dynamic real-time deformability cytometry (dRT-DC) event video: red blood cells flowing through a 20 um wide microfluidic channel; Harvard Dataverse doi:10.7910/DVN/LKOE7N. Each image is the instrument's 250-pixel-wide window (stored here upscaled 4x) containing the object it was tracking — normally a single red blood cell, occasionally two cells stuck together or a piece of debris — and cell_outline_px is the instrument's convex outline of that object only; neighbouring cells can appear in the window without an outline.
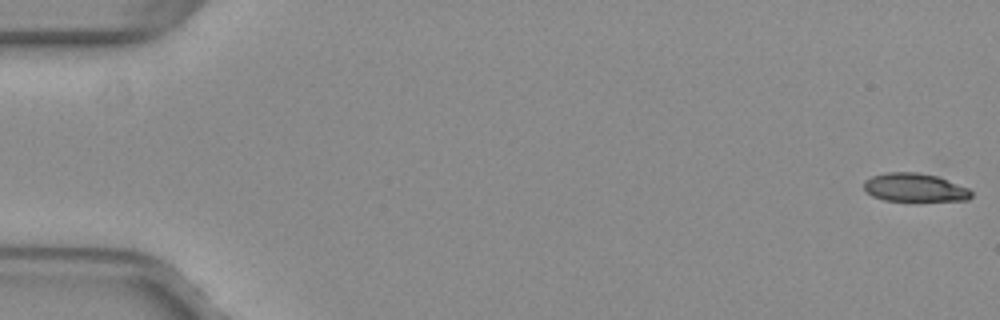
{"species": "common noctule bat (a hibernating species)", "species_latin": "Nyctalus noctula", "temperature_condition": "warm", "stored_images_in_passage": 16, "camera_frame_rate_fps": 3000, "um_per_image_px": 0.085, "animal": {"sex": "female", "body_mass_g": 29.2, "forearm_length_mm": 56.3}, "frame": {"image": 1, "passage_image": 1, "time_ms": 0.0, "image_size_px": [1000, 320], "cell_outline_px": [[972, 196], [968, 200], [884, 200], [872, 196], [864, 188], [864, 180], [872, 176], [888, 172], [916, 172], [936, 176], [968, 188], [972, 192]], "centroid_in_image_um": [77.73, 15.93], "position_along_channel_um": 7.3, "area_um2": 17.46}}
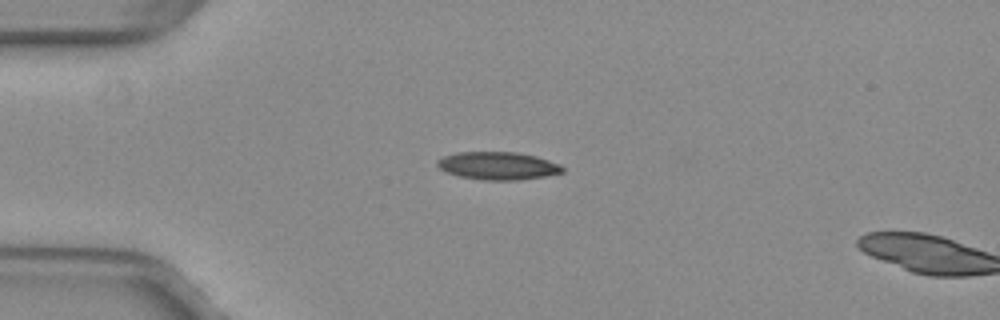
{"frame": {"image": 2, "passage_image": 14, "time_ms": 4.333, "image_size_px": [1000, 320], "cell_outline_px": [[564, 172], [548, 176], [520, 180], [484, 180], [460, 176], [448, 172], [440, 168], [436, 164], [444, 156], [456, 152], [516, 152], [536, 156], [560, 164], [564, 168]], "centroid_in_image_um": [42.38, 14.09], "position_along_channel_um": 42.6, "area_um2": 20.23}}